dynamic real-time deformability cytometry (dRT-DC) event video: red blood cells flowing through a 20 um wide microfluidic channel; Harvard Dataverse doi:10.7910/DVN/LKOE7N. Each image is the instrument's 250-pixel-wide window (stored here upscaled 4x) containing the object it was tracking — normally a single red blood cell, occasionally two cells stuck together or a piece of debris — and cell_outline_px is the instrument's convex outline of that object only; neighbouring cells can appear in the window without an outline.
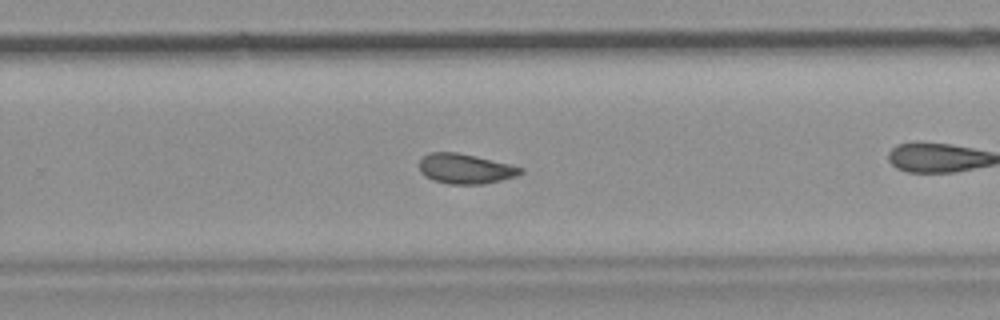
{"species": "common noctule bat (a hibernating species)", "species_latin": "Nyctalus noctula", "temperature_condition": "room temperature", "stored_images_in_passage": 49, "camera_frame_rate_fps": 3000, "um_per_image_px": 0.085, "animal": {"sex": "female", "body_mass_g": 19.9}, "frame": {"image": 1, "passage_image": 35, "time_ms": 11.333, "image_size_px": [1000, 320], "cell_outline_px": [[524, 172], [516, 176], [484, 184], [448, 184], [432, 180], [424, 176], [420, 172], [420, 160], [424, 156], [432, 152], [456, 152], [476, 156], [524, 168]], "centroid_in_image_um": [39.54, 14.35], "position_along_channel_um": 290.3, "area_um2": 17.63}, "authors_computed_cell_mechanics": {"area_um2": 18.0336, "velocity_mm_per_s": 3.7115, "shape_relaxation_time_tau1_ms": null, "shape_relaxation_time_tau2_ms": 2.6064, "deformation_change_tau1": null, "deformation_change_tau2": 0.0816}}